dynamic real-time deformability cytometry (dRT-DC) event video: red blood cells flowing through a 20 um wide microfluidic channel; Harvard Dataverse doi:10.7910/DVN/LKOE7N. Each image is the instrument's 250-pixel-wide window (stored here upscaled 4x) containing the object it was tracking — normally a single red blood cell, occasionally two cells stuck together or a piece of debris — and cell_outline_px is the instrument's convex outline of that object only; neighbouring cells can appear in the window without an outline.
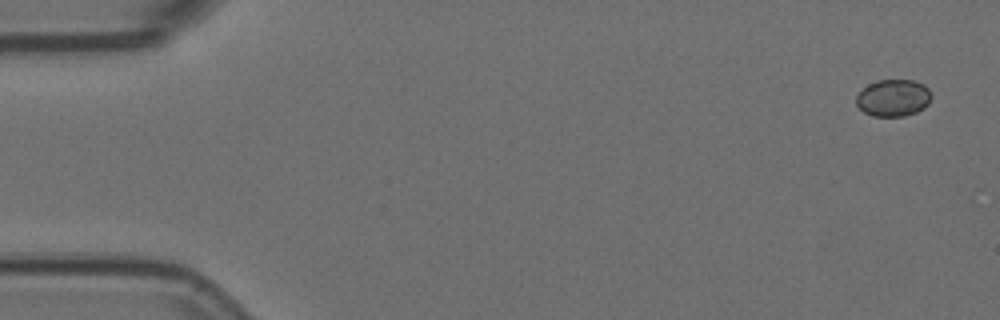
{"species": "Egyptian fruit bat (a non-hibernating species)", "species_latin": "Rousettus aegyptiacus", "temperature_condition": "room temperature", "stored_images_in_passage": 7, "camera_frame_rate_fps": 3000, "um_per_image_px": 0.085, "animal": {"sex": "female"}, "frame": {"image": 1, "passage_image": 1, "time_ms": 0.0, "image_size_px": [1000, 320], "cell_outline_px": [[932, 96], [928, 104], [924, 108], [916, 112], [904, 116], [872, 116], [864, 112], [856, 104], [856, 96], [868, 84], [876, 80], [912, 80], [924, 84], [928, 88]], "centroid_in_image_um": [75.94, 8.32], "position_along_channel_um": 9.1, "area_um2": 16.24}}
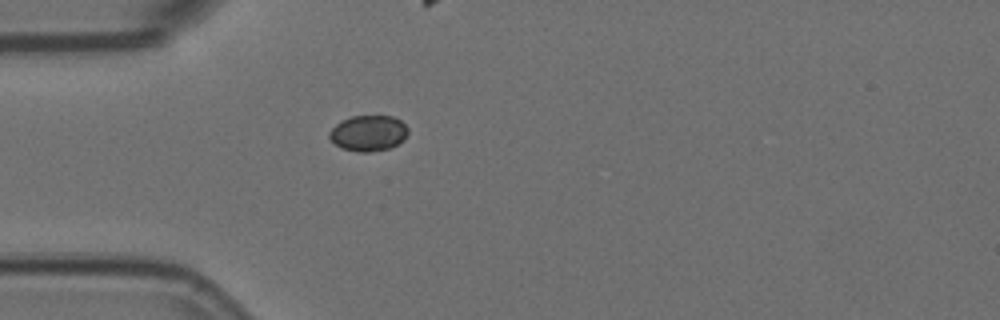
{"frame": {"image": 2, "passage_image": 5, "time_ms": 1.333, "image_size_px": [1000, 320], "cell_outline_px": [[408, 132], [404, 140], [388, 148], [368, 152], [356, 152], [340, 148], [328, 136], [328, 132], [336, 124], [352, 116], [392, 116], [400, 120], [408, 128]], "centroid_in_image_um": [31.3, 11.32], "position_along_channel_um": 53.7, "area_um2": 16.3}}